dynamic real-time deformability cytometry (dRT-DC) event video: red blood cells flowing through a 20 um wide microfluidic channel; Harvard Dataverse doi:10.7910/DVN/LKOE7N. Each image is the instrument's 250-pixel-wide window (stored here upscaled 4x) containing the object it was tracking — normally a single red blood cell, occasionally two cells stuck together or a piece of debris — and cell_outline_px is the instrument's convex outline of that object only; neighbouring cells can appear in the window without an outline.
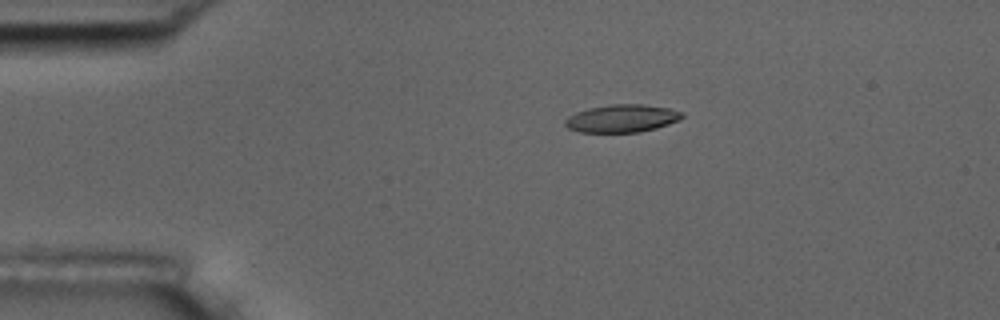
{"species": "common noctule bat (a hibernating species)", "species_latin": "Nyctalus noctula", "temperature_condition": "room temperature", "stored_images_in_passage": 5, "camera_frame_rate_fps": 3000, "um_per_image_px": 0.085, "animal": {"sex": "male", "body_mass_g": 17.5, "forearm_length_mm": 52.3}, "frame": {"image": 1, "passage_image": 1, "time_ms": 0.0, "image_size_px": [1000, 320], "cell_outline_px": [[684, 116], [680, 120], [656, 128], [640, 132], [580, 132], [568, 128], [564, 124], [564, 120], [568, 116], [576, 112], [588, 108], [612, 104], [644, 104], [668, 108], [684, 112]], "centroid_in_image_um": [52.87, 10.06], "position_along_channel_um": 32.1, "area_um2": 19.02}}
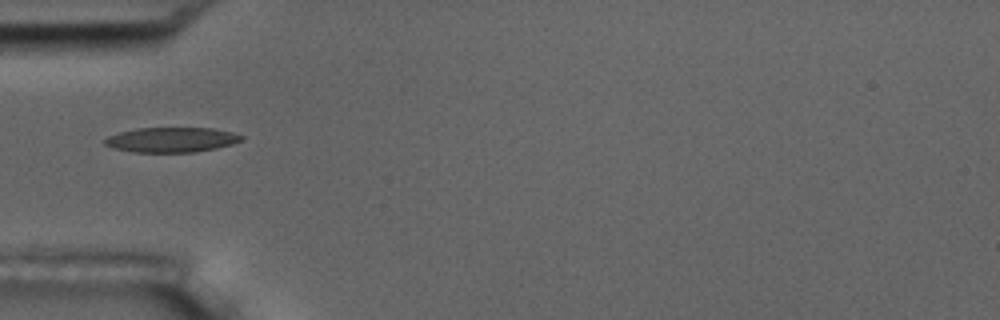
{"frame": {"image": 2, "passage_image": 3, "time_ms": 2.333, "image_size_px": [1000, 320], "cell_outline_px": [[244, 140], [232, 144], [216, 148], [196, 152], [132, 152], [112, 148], [104, 144], [100, 140], [108, 136], [120, 132], [136, 128], [212, 128], [232, 132], [244, 136]], "centroid_in_image_um": [14.55, 11.88], "position_along_channel_um": 70.4, "area_um2": 20.06}}